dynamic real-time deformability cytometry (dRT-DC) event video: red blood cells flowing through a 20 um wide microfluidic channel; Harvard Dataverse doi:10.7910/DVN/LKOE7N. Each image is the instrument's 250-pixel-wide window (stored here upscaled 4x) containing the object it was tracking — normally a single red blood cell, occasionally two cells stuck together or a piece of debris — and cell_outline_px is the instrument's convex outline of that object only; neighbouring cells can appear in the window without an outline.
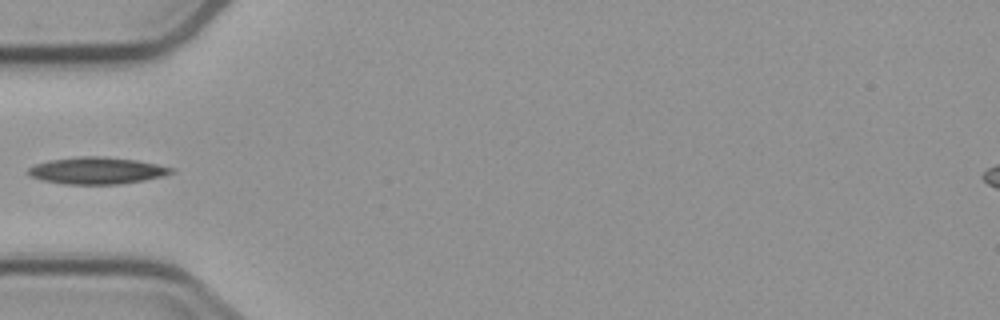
{"species": "common noctule bat (a hibernating species)", "species_latin": "Nyctalus noctula", "temperature_condition": "cold", "stored_images_in_passage": 5, "camera_frame_rate_fps": 3000, "um_per_image_px": 0.085, "animal": {"sex": "male", "body_mass_g": 23.1, "forearm_length_mm": 52.7}, "frame": {"image": 1, "passage_image": 4, "time_ms": 3.667, "image_size_px": [1000, 320], "cell_outline_px": [[176, 172], [144, 180], [120, 184], [64, 184], [40, 180], [32, 176], [28, 172], [28, 168], [36, 164], [48, 160], [80, 156], [104, 156], [136, 160], [176, 168]], "centroid_in_image_um": [8.24, 14.49], "position_along_channel_um": 76.8, "area_um2": 22.43}}
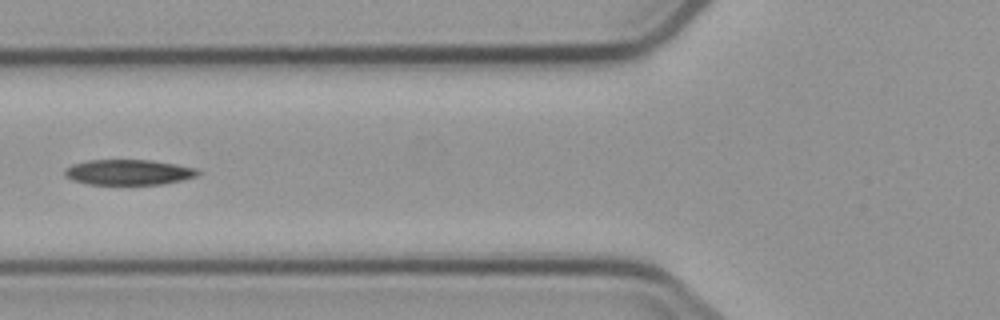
{"frame": {"image": 2, "passage_image": 5, "time_ms": 4.667, "image_size_px": [1000, 320], "cell_outline_px": [[200, 172], [196, 176], [164, 184], [88, 184], [72, 180], [64, 176], [64, 168], [72, 164], [88, 160], [148, 160], [176, 164], [196, 168]], "centroid_in_image_um": [10.88, 14.63], "position_along_channel_um": 114.9, "area_um2": 19.65}}